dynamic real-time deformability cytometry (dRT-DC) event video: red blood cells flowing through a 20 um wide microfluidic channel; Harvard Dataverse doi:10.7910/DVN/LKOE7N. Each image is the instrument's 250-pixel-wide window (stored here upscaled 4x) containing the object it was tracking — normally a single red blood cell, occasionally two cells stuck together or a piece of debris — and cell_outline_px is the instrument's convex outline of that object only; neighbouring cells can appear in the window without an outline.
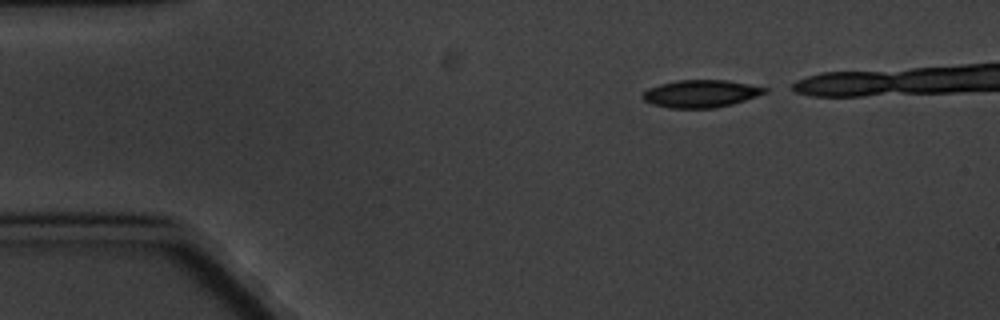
{"species": "common noctule bat (a hibernating species)", "species_latin": "Nyctalus noctula", "temperature_condition": "cold", "stored_images_in_passage": 6, "camera_frame_rate_fps": 3000, "um_per_image_px": 0.085, "animal": {"sex": "male", "body_mass_g": 20.1, "forearm_length_mm": 53.5}, "frame": {"image": 1, "passage_image": 1, "time_ms": 0.0, "image_size_px": [1000, 320], "cell_outline_px": [[768, 92], [732, 104], [716, 108], [668, 108], [652, 104], [644, 100], [640, 96], [648, 88], [660, 84], [676, 80], [728, 80], [768, 88]], "centroid_in_image_um": [59.55, 7.96], "position_along_channel_um": 25.5, "area_um2": 19.59}}